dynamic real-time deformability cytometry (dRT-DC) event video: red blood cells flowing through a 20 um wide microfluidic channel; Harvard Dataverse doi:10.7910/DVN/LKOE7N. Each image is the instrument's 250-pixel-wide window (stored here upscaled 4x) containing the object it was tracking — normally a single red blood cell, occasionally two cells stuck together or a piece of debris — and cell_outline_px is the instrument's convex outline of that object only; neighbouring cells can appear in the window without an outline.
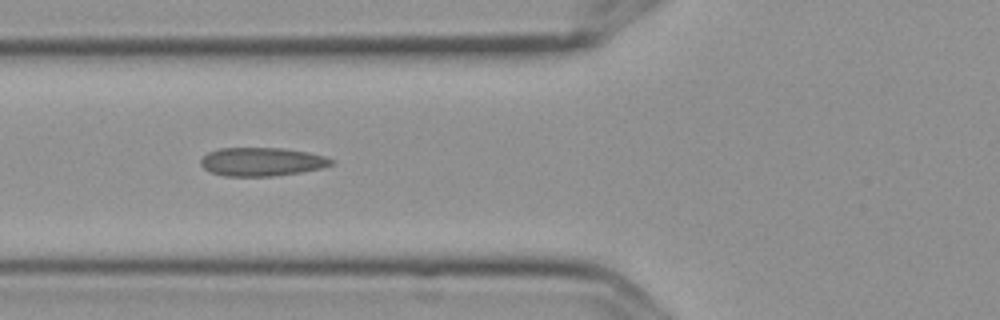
{"species": "Egyptian fruit bat (a non-hibernating species)", "species_latin": "Rousettus aegyptiacus", "temperature_condition": "cold", "stored_images_in_passage": 4, "camera_frame_rate_fps": 3000, "um_per_image_px": 0.085, "frame": {"image": 1, "passage_image": 3, "time_ms": 0.667, "image_size_px": [1000, 320], "cell_outline_px": [[336, 160], [332, 164], [320, 168], [300, 172], [272, 176], [224, 176], [212, 172], [204, 168], [200, 164], [200, 160], [208, 152], [220, 148], [284, 148], [308, 152], [324, 156]], "centroid_in_image_um": [22.25, 13.74], "position_along_channel_um": 103.5, "area_um2": 21.62}}
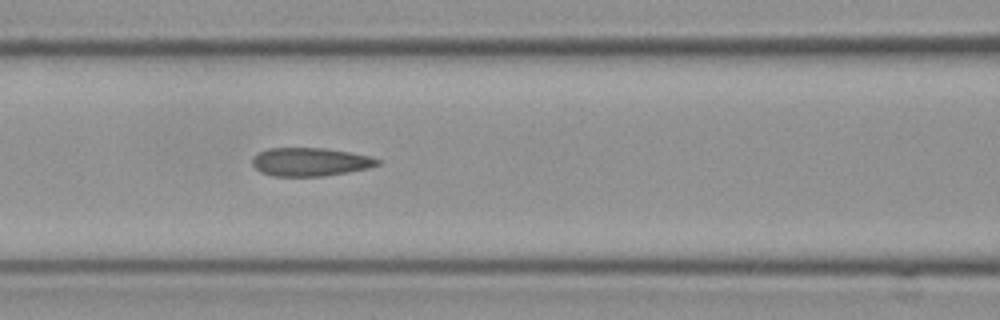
{"frame": {"image": 2, "passage_image": 4, "time_ms": 1.0, "image_size_px": [1000, 320], "cell_outline_px": [[380, 164], [368, 168], [324, 176], [272, 176], [260, 172], [252, 164], [252, 160], [260, 152], [268, 148], [324, 148], [372, 156], [380, 160]], "centroid_in_image_um": [26.38, 13.76], "position_along_channel_um": 140.2, "area_um2": 20.58}}